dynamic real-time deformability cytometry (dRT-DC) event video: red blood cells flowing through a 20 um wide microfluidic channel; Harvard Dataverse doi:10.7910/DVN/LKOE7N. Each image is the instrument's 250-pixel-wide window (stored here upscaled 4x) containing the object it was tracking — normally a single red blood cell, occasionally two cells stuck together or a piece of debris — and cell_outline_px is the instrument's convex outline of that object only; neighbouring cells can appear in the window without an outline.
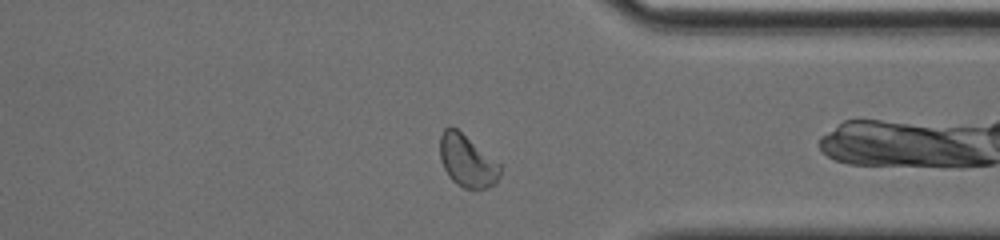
{"species": "common noctule bat (a hibernating species)", "species_latin": "Nyctalus noctula", "temperature_condition": "cold", "stored_images_in_passage": 40, "camera_frame_rate_fps": 3000, "um_per_image_px": 0.085, "animal": {"sex": "male", "body_mass_g": 20.0, "forearm_length_mm": 53.3}, "frame": {"image": 1, "passage_image": 27, "time_ms": 8.667, "image_size_px": [1000, 240], "cell_outline_px": [[500, 176], [496, 184], [488, 188], [464, 188], [456, 184], [448, 176], [440, 160], [440, 136], [444, 128], [448, 124], [452, 124], [500, 164]], "centroid_in_image_um": [39.68, 13.66], "position_along_channel_um": 371.7, "area_um2": 18.44}}